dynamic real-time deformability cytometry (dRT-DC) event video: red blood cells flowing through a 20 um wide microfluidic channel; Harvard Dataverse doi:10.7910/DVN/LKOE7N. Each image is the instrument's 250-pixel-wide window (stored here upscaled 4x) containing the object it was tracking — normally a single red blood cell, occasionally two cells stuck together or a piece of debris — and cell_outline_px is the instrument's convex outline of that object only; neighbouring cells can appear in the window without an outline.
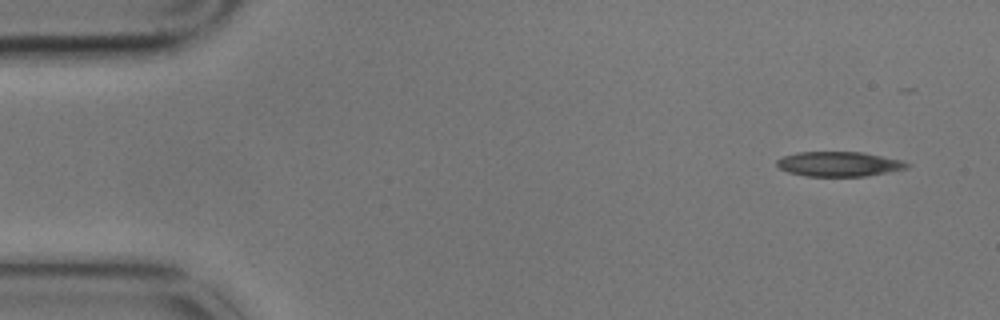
{"species": "common noctule bat (a hibernating species)", "species_latin": "Nyctalus noctula", "temperature_condition": "cold", "stored_images_in_passage": 5, "camera_frame_rate_fps": 3000, "um_per_image_px": 0.085, "animal": {"sex": "male", "body_mass_g": 17.9}, "frame": {"image": 1, "passage_image": 1, "time_ms": 0.0, "image_size_px": [1000, 320], "cell_outline_px": [[912, 164], [908, 168], [888, 172], [864, 176], [804, 176], [788, 172], [780, 168], [776, 164], [776, 160], [784, 156], [796, 152], [864, 152], [904, 160]], "centroid_in_image_um": [71.35, 13.93], "position_along_channel_um": 13.6, "area_um2": 18.96}}
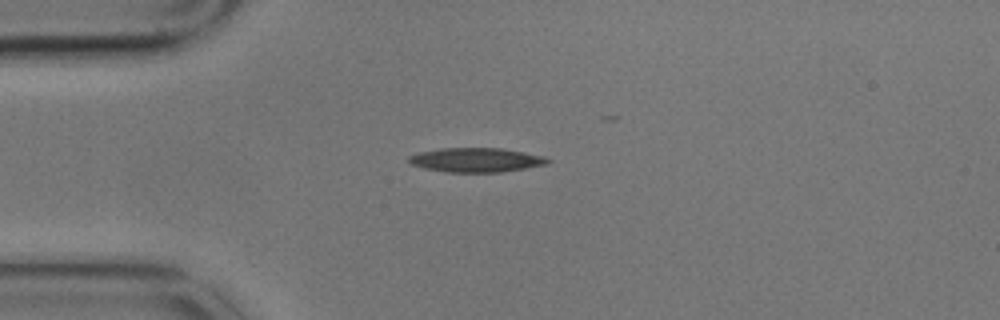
{"frame": {"image": 2, "passage_image": 4, "time_ms": 1.0, "image_size_px": [1000, 320], "cell_outline_px": [[552, 160], [548, 164], [500, 172], [444, 172], [424, 168], [412, 164], [408, 160], [408, 156], [416, 152], [440, 148], [500, 148], [524, 152], [544, 156]], "centroid_in_image_um": [40.45, 13.59], "position_along_channel_um": 44.6, "area_um2": 19.71}}